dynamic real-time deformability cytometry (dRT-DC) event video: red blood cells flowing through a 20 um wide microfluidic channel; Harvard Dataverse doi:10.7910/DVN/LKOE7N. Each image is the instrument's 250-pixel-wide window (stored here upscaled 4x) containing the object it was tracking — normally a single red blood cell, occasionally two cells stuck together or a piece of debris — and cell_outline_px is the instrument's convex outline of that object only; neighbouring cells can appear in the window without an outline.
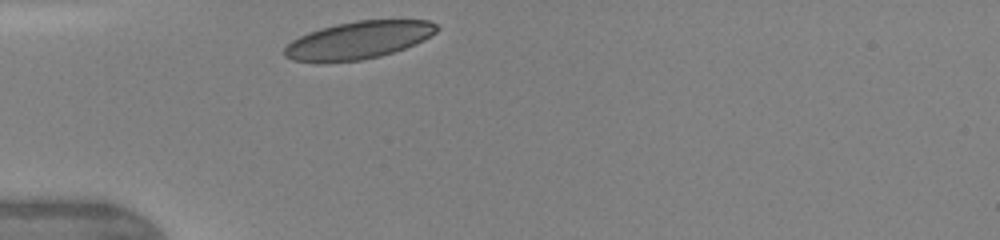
{"species": "human", "species_latin": "Homo sapiens", "temperature_condition": "warm", "stored_images_in_passage": 3, "camera_frame_rate_fps": 3000, "um_per_image_px": 0.085, "donor": {"sex": "female"}, "frame": {"image": 1, "passage_image": 1, "time_ms": 0.0, "image_size_px": [1000, 240], "cell_outline_px": [[440, 28], [436, 32], [424, 40], [416, 44], [380, 56], [360, 60], [316, 64], [292, 60], [284, 56], [284, 48], [292, 40], [308, 32], [320, 28], [336, 24], [356, 20], [428, 20], [436, 24]], "centroid_in_image_um": [30.43, 3.43], "position_along_channel_um": 54.6, "area_um2": 33.7}}